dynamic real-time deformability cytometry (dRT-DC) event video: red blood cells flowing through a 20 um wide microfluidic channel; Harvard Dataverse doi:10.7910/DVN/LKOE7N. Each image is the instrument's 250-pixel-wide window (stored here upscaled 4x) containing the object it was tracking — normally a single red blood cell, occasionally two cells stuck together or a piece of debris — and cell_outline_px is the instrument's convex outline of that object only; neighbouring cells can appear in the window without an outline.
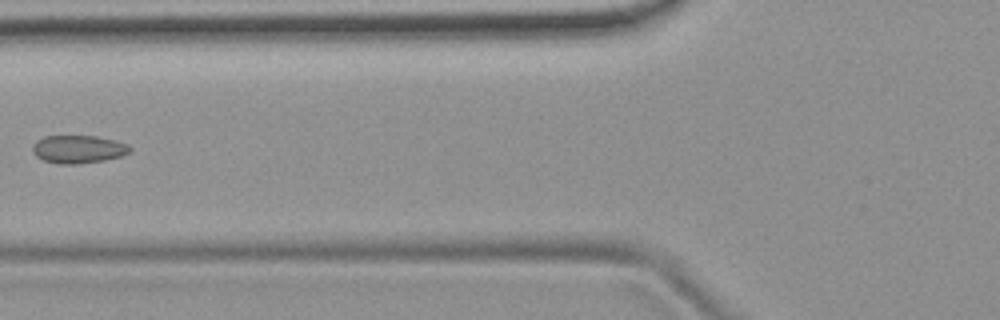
{"species": "common noctule bat (a hibernating species)", "species_latin": "Nyctalus noctula", "temperature_condition": "room temperature", "stored_images_in_passage": 7, "camera_frame_rate_fps": 3000, "um_per_image_px": 0.085, "animal": {"sex": "female", "body_mass_g": 19.9}, "frame": {"image": 1, "passage_image": 6, "time_ms": 6.0, "image_size_px": [1000, 320], "cell_outline_px": [[132, 148], [128, 152], [120, 156], [104, 160], [76, 164], [60, 164], [44, 160], [36, 156], [32, 152], [32, 148], [36, 140], [44, 136], [96, 136], [116, 140], [128, 144]], "centroid_in_image_um": [6.64, 12.67], "position_along_channel_um": 119.2, "area_um2": 15.84}}
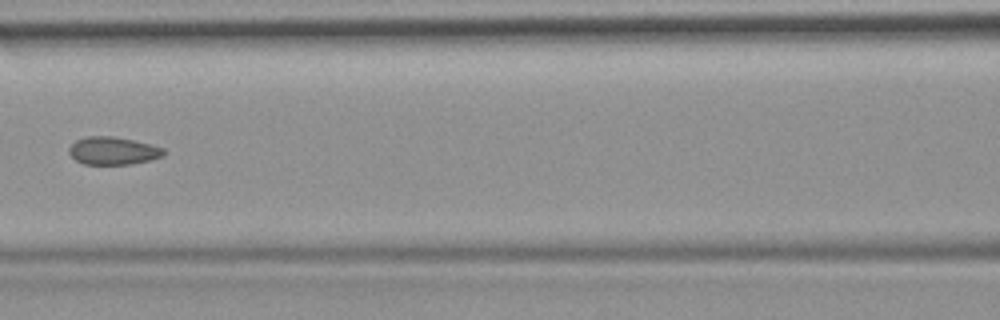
{"frame": {"image": 2, "passage_image": 7, "time_ms": 7.0, "image_size_px": [1000, 320], "cell_outline_px": [[164, 156], [132, 164], [84, 164], [76, 160], [68, 152], [68, 148], [76, 140], [88, 136], [112, 136], [152, 144], [164, 148]], "centroid_in_image_um": [9.61, 12.81], "position_along_channel_um": 157.0, "area_um2": 15.26}}